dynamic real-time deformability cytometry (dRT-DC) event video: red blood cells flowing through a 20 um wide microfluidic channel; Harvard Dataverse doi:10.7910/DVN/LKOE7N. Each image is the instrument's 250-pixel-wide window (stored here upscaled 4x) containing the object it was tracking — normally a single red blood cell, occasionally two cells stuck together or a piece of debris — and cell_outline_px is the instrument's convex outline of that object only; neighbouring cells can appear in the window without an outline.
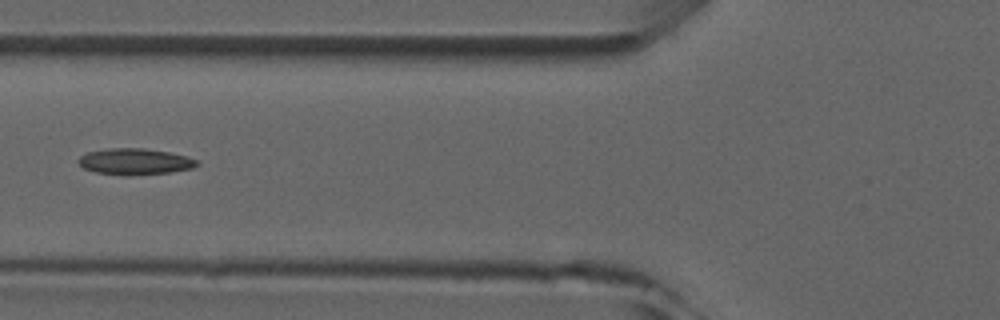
{"species": "common noctule bat (a hibernating species)", "species_latin": "Nyctalus noctula", "temperature_condition": "room temperature", "stored_images_in_passage": 5, "camera_frame_rate_fps": 3000, "um_per_image_px": 0.085, "animal": {"sex": "male", "forearm_length_mm": 52.5}, "frame": {"image": 1, "passage_image": 4, "time_ms": 4.333, "image_size_px": [1000, 320], "cell_outline_px": [[200, 164], [192, 168], [172, 172], [96, 172], [84, 168], [76, 160], [80, 156], [88, 152], [108, 148], [144, 148], [168, 152], [188, 156], [196, 160]], "centroid_in_image_um": [11.49, 13.67], "position_along_channel_um": 114.3, "area_um2": 17.11}}
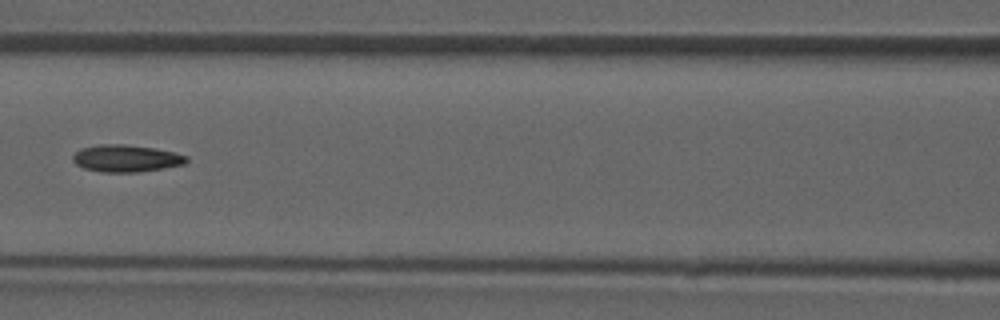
{"frame": {"image": 2, "passage_image": 5, "time_ms": 5.333, "image_size_px": [1000, 320], "cell_outline_px": [[188, 160], [184, 164], [164, 168], [136, 172], [100, 172], [84, 168], [76, 164], [72, 160], [72, 156], [80, 148], [96, 144], [124, 144], [156, 148], [188, 156]], "centroid_in_image_um": [10.69, 13.45], "position_along_channel_um": 155.9, "area_um2": 18.03}}